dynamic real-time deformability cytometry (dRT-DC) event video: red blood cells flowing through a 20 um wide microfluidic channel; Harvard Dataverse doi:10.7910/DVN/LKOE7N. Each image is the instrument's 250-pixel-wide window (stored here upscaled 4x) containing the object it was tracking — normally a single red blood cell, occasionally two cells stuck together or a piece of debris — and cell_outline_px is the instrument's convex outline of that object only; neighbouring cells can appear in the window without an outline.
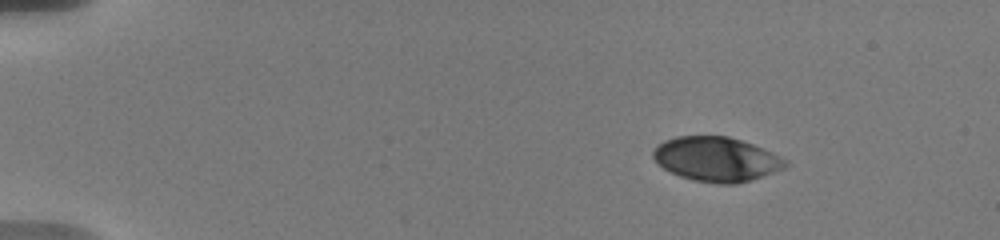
{"species": "human", "species_latin": "Homo sapiens", "temperature_condition": "warm", "stored_images_in_passage": 40, "camera_frame_rate_fps": 3000, "um_per_image_px": 0.085, "donor": {"sex": "male"}, "frame": {"image": 1, "passage_image": 1, "time_ms": 0.0, "image_size_px": [1000, 240], "cell_outline_px": [[788, 164], [784, 168], [736, 184], [716, 184], [692, 180], [680, 176], [664, 168], [652, 156], [652, 152], [664, 140], [676, 136], [728, 136], [764, 148], [788, 160]], "centroid_in_image_um": [60.9, 13.52], "position_along_channel_um": 24.1, "area_um2": 33.99}}
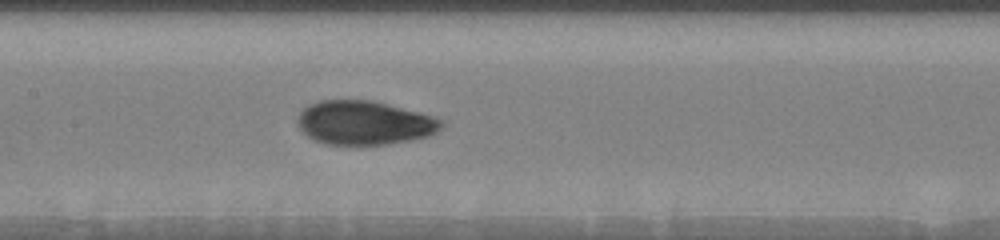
{"frame": {"image": 2, "passage_image": 19, "time_ms": 7.0, "image_size_px": [1000, 240], "cell_outline_px": [[444, 124], [436, 132], [428, 136], [412, 140], [356, 148], [328, 144], [316, 140], [308, 136], [300, 128], [296, 120], [296, 116], [308, 104], [320, 100], [372, 100], [432, 116], [444, 120]], "centroid_in_image_um": [30.94, 10.47], "position_along_channel_um": 176.5, "area_um2": 37.4}}
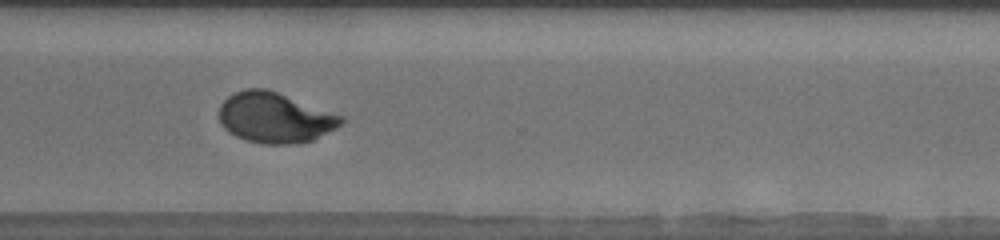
{"frame": {"image": 3, "passage_image": 39, "time_ms": 11.667, "image_size_px": [1000, 240], "cell_outline_px": [[344, 124], [312, 140], [292, 144], [264, 144], [244, 140], [228, 132], [220, 124], [220, 104], [228, 96], [244, 88], [264, 88], [276, 92], [344, 116]], "centroid_in_image_um": [23.35, 10.01], "position_along_channel_um": 347.2, "area_um2": 35.78}}